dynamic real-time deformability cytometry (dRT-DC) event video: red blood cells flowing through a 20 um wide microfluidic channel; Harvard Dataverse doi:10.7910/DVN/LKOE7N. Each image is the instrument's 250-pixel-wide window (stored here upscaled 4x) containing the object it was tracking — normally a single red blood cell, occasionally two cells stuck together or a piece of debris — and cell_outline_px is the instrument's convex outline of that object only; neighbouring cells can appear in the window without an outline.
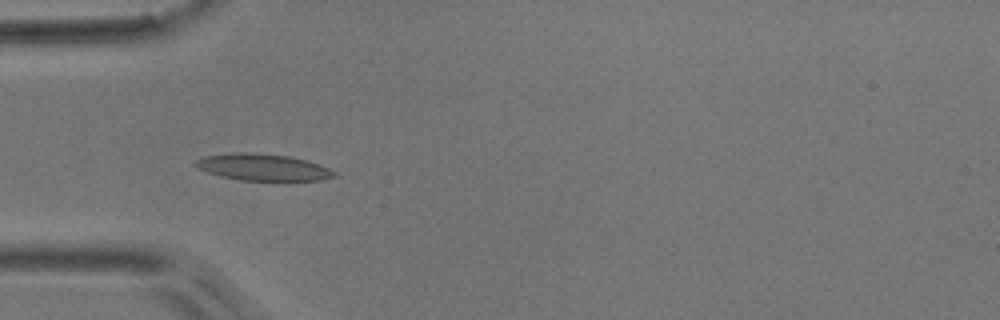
{"species": "common noctule bat (a hibernating species)", "species_latin": "Nyctalus noctula", "temperature_condition": "room temperature", "stored_images_in_passage": 5, "camera_frame_rate_fps": 3000, "um_per_image_px": 0.085, "animal": {"sex": "male", "body_mass_g": 17.9}, "frame": {"image": 1, "passage_image": 2, "time_ms": 1.0, "image_size_px": [1000, 320], "cell_outline_px": [[336, 176], [320, 180], [240, 180], [220, 176], [196, 168], [192, 164], [196, 160], [204, 156], [236, 152], [252, 152], [288, 156], [308, 160], [328, 168], [336, 172]], "centroid_in_image_um": [22.31, 14.2], "position_along_channel_um": 62.7, "area_um2": 21.56}}
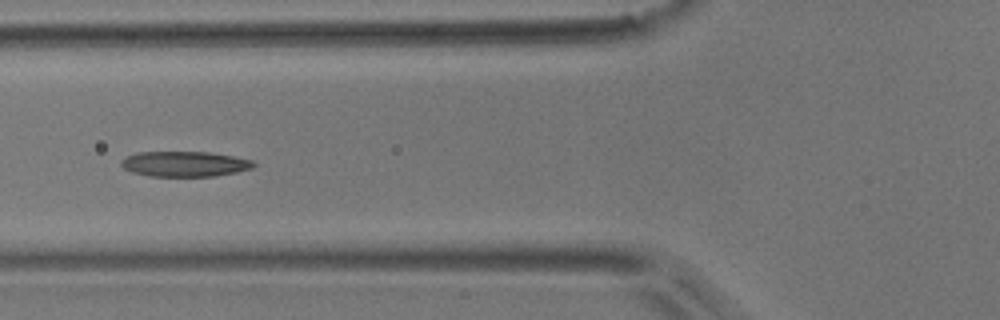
{"frame": {"image": 2, "passage_image": 3, "time_ms": 2.333, "image_size_px": [1000, 320], "cell_outline_px": [[256, 164], [252, 168], [236, 172], [216, 176], [148, 176], [132, 172], [124, 168], [120, 164], [120, 160], [136, 152], [208, 152], [232, 156], [252, 160]], "centroid_in_image_um": [15.68, 13.94], "position_along_channel_um": 110.1, "area_um2": 19.48}}
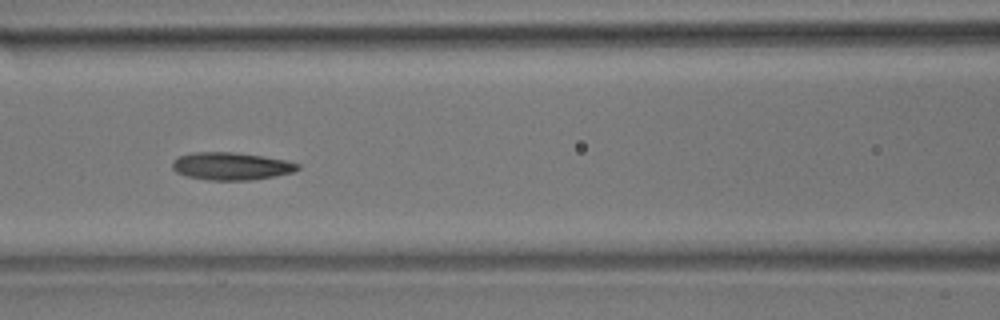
{"frame": {"image": 3, "passage_image": 4, "time_ms": 3.333, "image_size_px": [1000, 320], "cell_outline_px": [[300, 168], [292, 172], [272, 176], [248, 180], [208, 180], [188, 176], [176, 172], [172, 168], [172, 160], [180, 156], [192, 152], [232, 152], [264, 156], [284, 160], [300, 164]], "centroid_in_image_um": [19.62, 14.11], "position_along_channel_um": 147.0, "area_um2": 20.0}}